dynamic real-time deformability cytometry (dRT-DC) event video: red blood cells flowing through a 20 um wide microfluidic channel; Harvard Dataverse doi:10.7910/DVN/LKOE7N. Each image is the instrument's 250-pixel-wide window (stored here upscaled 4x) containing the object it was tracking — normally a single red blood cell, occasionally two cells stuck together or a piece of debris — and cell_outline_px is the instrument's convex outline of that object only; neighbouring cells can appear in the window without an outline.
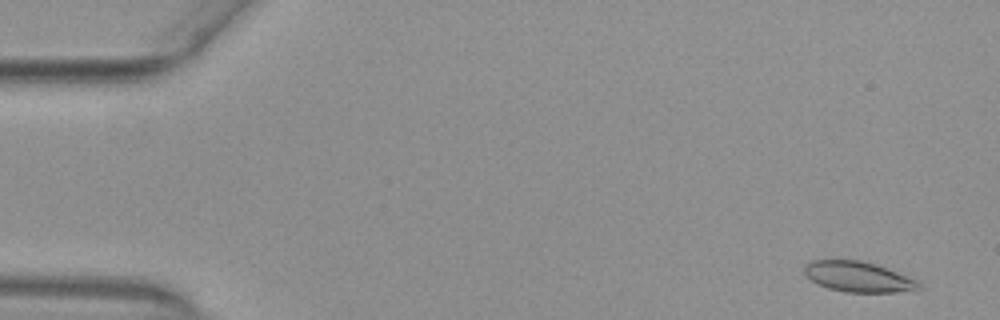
{"species": "common noctule bat (a hibernating species)", "species_latin": "Nyctalus noctula", "temperature_condition": "warm", "stored_images_in_passage": 53, "camera_frame_rate_fps": 3000, "um_per_image_px": 0.085, "animal": {"sex": "female", "body_mass_g": 29.2, "forearm_length_mm": 56.3}, "frame": {"image": 1, "passage_image": 3, "time_ms": 0.667, "image_size_px": [1000, 320], "cell_outline_px": [[924, 288], [916, 292], [844, 292], [828, 288], [816, 284], [804, 272], [804, 264], [812, 260], [860, 260], [876, 264], [888, 268], [916, 280]], "centroid_in_image_um": [73.0, 23.54], "position_along_channel_um": 12.0, "area_um2": 20.58}}
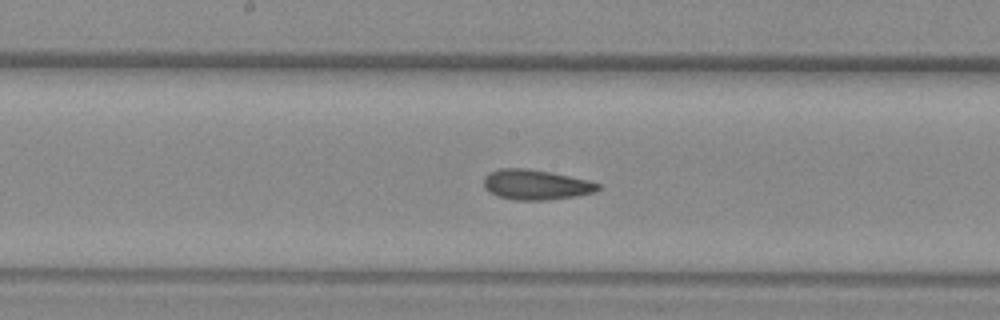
{"frame": {"image": 2, "passage_image": 28, "time_ms": 9.0, "image_size_px": [1000, 320], "cell_outline_px": [[600, 188], [596, 192], [576, 196], [544, 200], [512, 200], [496, 196], [484, 188], [484, 176], [488, 172], [500, 168], [524, 168], [548, 172], [588, 180], [600, 184]], "centroid_in_image_um": [45.51, 15.7], "position_along_channel_um": 202.7, "area_um2": 20.06}}
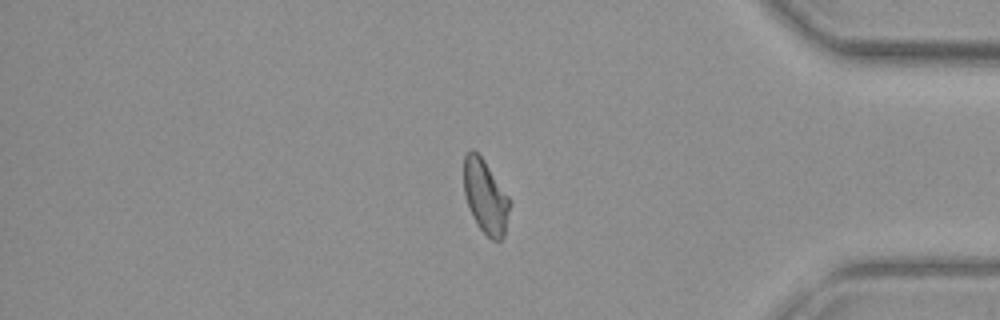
{"frame": {"image": 3, "passage_image": 45, "time_ms": 14.667, "image_size_px": [1000, 320], "cell_outline_px": [[508, 212], [504, 236], [500, 240], [492, 240], [476, 224], [472, 216], [464, 192], [464, 156], [472, 148], [484, 160], [508, 196]], "centroid_in_image_um": [41.23, 16.71], "position_along_channel_um": 394.0, "area_um2": 19.19}, "authors_computed_cell_mechanics": {"area_um2": 20.4612, "velocity_mm_per_s": 3.8858, "shape_relaxation_time_tau1_ms": null, "shape_relaxation_time_tau2_ms": 2.4922, "deformation_change_tau1": null, "deformation_change_tau2": 0.0577}}